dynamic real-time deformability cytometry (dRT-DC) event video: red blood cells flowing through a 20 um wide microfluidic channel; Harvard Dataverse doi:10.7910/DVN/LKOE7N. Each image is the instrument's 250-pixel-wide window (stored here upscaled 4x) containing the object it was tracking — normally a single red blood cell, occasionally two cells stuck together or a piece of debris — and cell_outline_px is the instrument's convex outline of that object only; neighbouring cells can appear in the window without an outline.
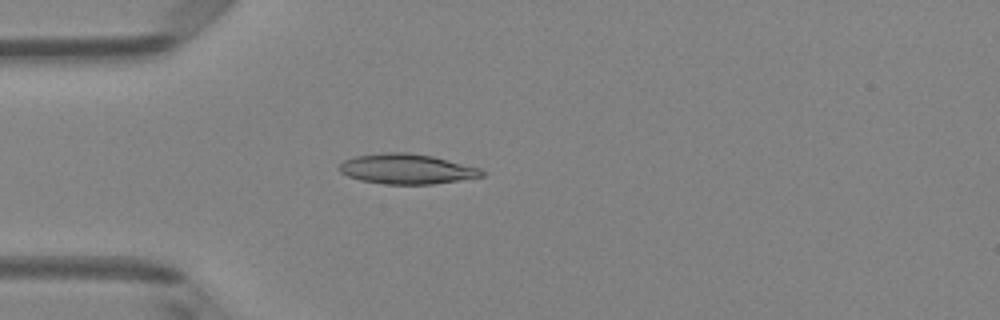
{"species": "Egyptian fruit bat (a non-hibernating species)", "species_latin": "Rousettus aegyptiacus", "temperature_condition": "room temperature", "stored_images_in_passage": 48, "camera_frame_rate_fps": 3000, "um_per_image_px": 0.085, "animal": {"sex": "female"}, "frame": {"image": 1, "passage_image": 13, "time_ms": 4.0, "image_size_px": [1000, 320], "cell_outline_px": [[484, 176], [432, 184], [384, 184], [360, 180], [348, 176], [340, 172], [336, 168], [344, 160], [356, 156], [384, 152], [408, 152], [432, 156], [480, 168], [484, 172]], "centroid_in_image_um": [34.53, 14.36], "position_along_channel_um": 50.5, "area_um2": 24.91}}
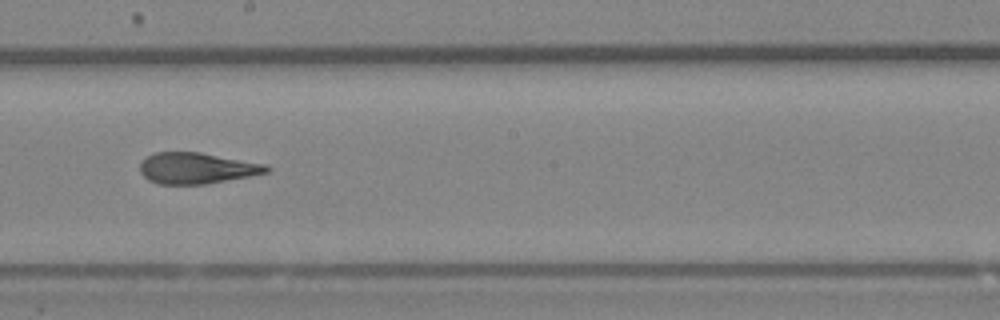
{"frame": {"image": 2, "passage_image": 27, "time_ms": 8.667, "image_size_px": [1000, 320], "cell_outline_px": [[272, 168], [268, 172], [248, 176], [204, 184], [156, 184], [148, 180], [140, 172], [140, 164], [148, 156], [156, 152], [200, 152], [268, 164]], "centroid_in_image_um": [16.74, 14.29], "position_along_channel_um": 231.5, "area_um2": 22.89}}
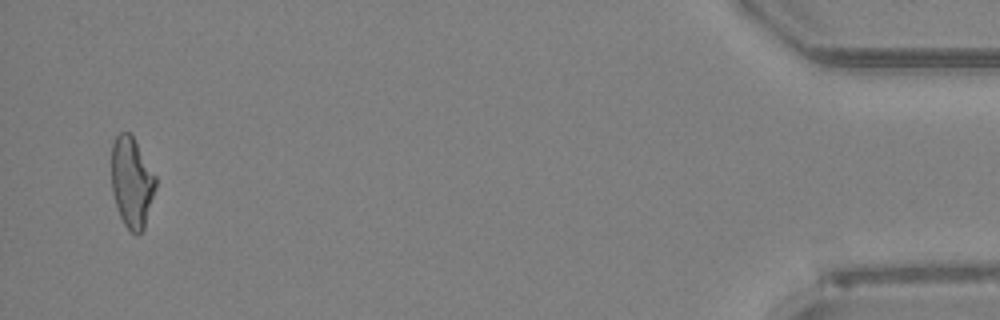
{"frame": {"image": 3, "passage_image": 47, "time_ms": 15.333, "image_size_px": [1000, 320], "cell_outline_px": [[156, 188], [144, 228], [136, 236], [124, 224], [120, 216], [112, 192], [112, 144], [116, 136], [120, 132], [128, 132], [132, 136], [156, 176]], "centroid_in_image_um": [11.2, 15.51], "position_along_channel_um": 424.0, "area_um2": 23.06}, "authors_computed_cell_mechanics": {"area_um2": 23.5535, "velocity_mm_per_s": 4.1306, "shape_relaxation_time_tau1_ms": null, "shape_relaxation_time_tau2_ms": 2.1879, "deformation_change_tau1": null, "deformation_change_tau2": 0.0909}}